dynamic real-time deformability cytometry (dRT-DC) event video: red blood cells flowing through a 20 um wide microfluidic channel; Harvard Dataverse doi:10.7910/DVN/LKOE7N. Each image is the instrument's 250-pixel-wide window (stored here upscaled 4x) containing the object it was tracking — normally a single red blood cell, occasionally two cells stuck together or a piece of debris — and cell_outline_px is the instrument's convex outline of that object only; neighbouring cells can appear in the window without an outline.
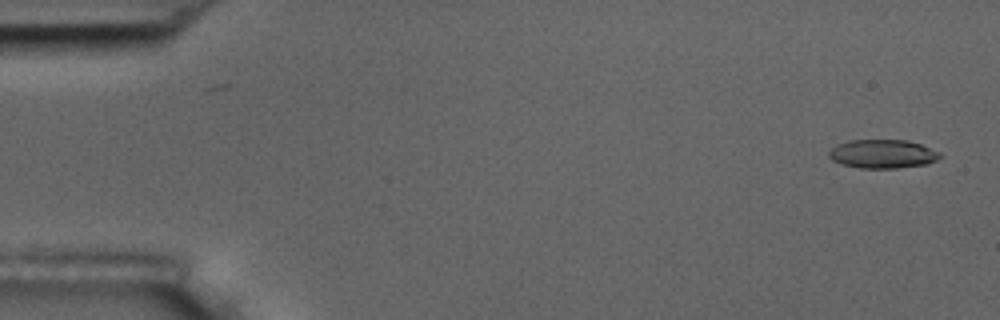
{"species": "common noctule bat (a hibernating species)", "species_latin": "Nyctalus noctula", "temperature_condition": "room temperature", "stored_images_in_passage": 2, "camera_frame_rate_fps": 3000, "um_per_image_px": 0.085, "animal": {"sex": "male", "body_mass_g": 17.5, "forearm_length_mm": 52.3}, "frame": {"image": 1, "passage_image": 2, "time_ms": 1.0, "image_size_px": [1000, 320], "cell_outline_px": [[944, 156], [928, 164], [896, 168], [860, 168], [840, 164], [832, 160], [828, 156], [828, 152], [836, 144], [848, 140], [908, 140], [920, 144], [940, 152]], "centroid_in_image_um": [75.02, 13.08], "position_along_channel_um": 10.0, "area_um2": 18.79}}